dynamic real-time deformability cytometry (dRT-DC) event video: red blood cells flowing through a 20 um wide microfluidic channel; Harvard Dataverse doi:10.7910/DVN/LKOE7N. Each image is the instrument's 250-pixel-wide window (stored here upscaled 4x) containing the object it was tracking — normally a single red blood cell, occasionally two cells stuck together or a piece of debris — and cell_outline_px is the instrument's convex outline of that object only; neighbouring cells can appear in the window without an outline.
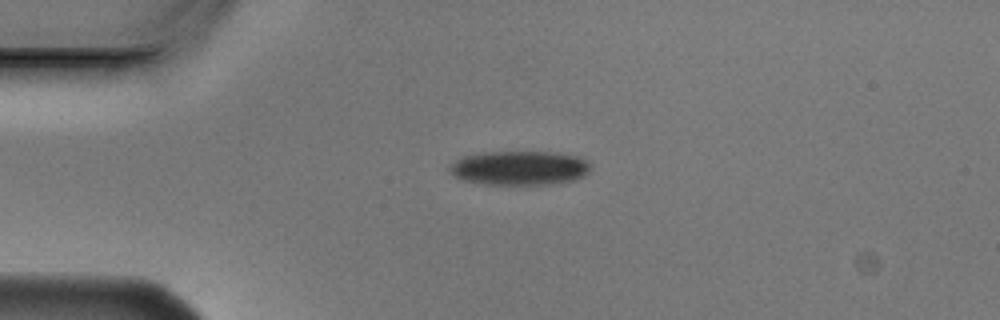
{"species": "Egyptian fruit bat (a non-hibernating species)", "species_latin": "Rousettus aegyptiacus", "temperature_condition": "cold", "stored_images_in_passage": 3, "camera_frame_rate_fps": 3000, "um_per_image_px": 0.085, "animal": {"sex": "male"}, "frame": {"image": 1, "passage_image": 1, "time_ms": 0.0, "image_size_px": [1000, 320], "cell_outline_px": [[592, 168], [584, 176], [560, 184], [484, 184], [464, 180], [448, 172], [448, 168], [460, 156], [484, 152], [548, 152], [580, 156], [588, 160], [592, 164]], "centroid_in_image_um": [44.2, 14.27], "position_along_channel_um": 40.8, "area_um2": 28.38}}
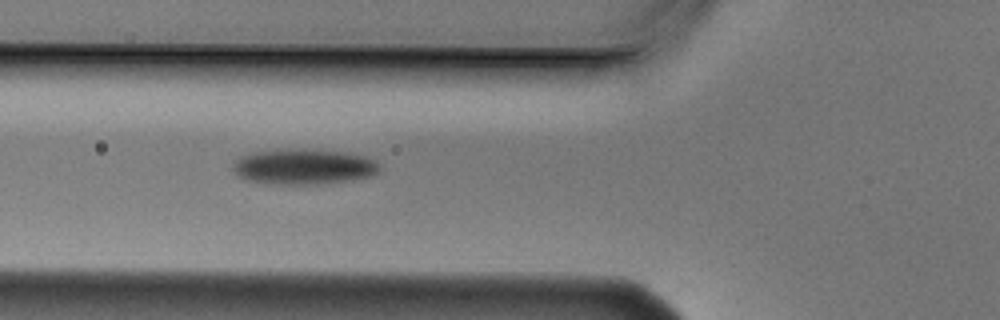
{"frame": {"image": 2, "passage_image": 3, "time_ms": 0.667, "image_size_px": [1000, 320], "cell_outline_px": [[380, 168], [372, 176], [348, 180], [320, 184], [280, 184], [248, 180], [236, 176], [232, 168], [232, 164], [240, 156], [252, 152], [304, 148], [344, 152], [364, 156], [376, 160], [380, 164]], "centroid_in_image_um": [25.81, 14.16], "position_along_channel_um": 100.0, "area_um2": 30.35}}